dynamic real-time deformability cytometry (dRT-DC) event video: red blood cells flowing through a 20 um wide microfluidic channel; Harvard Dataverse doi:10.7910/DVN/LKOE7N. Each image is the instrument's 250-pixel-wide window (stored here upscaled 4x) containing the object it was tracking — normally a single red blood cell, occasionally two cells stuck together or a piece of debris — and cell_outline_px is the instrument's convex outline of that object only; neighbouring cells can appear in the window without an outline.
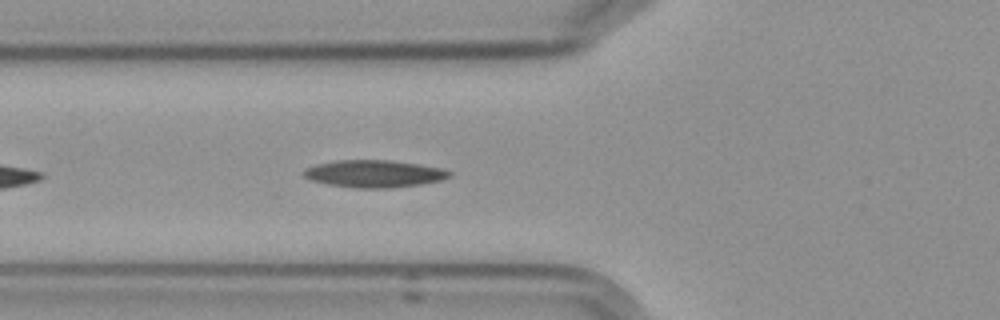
{"species": "Egyptian fruit bat (a non-hibernating species)", "species_latin": "Rousettus aegyptiacus", "temperature_condition": "cold", "stored_images_in_passage": 39, "camera_frame_rate_fps": 3000, "um_per_image_px": 0.085, "frame": {"image": 1, "passage_image": 6, "time_ms": 1.667, "image_size_px": [1000, 320], "cell_outline_px": [[452, 176], [440, 180], [420, 184], [392, 188], [356, 188], [328, 184], [312, 180], [304, 176], [304, 168], [316, 164], [336, 160], [388, 160], [416, 164], [440, 168], [452, 172]], "centroid_in_image_um": [31.79, 14.77], "position_along_channel_um": 94.0, "area_um2": 23.0}, "authors_computed_cell_mechanics": {"area_um2": 21.8484, "velocity_mm_per_s": 3.6025, "shape_relaxation_time_tau1_ms": null, "shape_relaxation_time_tau2_ms": 4.9079, "deformation_change_tau1": null, "deformation_change_tau2": 0.1336}}